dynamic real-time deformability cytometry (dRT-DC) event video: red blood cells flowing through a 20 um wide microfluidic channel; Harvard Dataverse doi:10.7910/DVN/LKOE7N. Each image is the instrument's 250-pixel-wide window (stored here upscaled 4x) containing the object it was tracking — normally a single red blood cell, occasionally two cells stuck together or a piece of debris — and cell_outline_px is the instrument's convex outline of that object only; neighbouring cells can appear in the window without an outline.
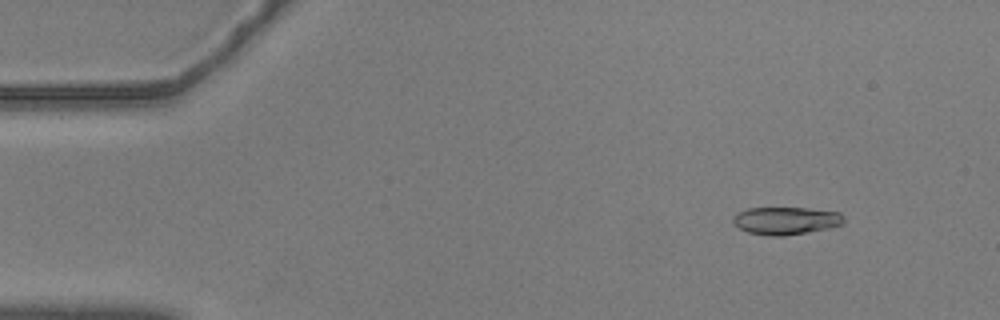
{"species": "common noctule bat (a hibernating species)", "species_latin": "Nyctalus noctula", "temperature_condition": "warm", "stored_images_in_passage": 55, "camera_frame_rate_fps": 3000, "um_per_image_px": 0.085, "animal": {"sex": "male", "body_mass_g": 20.5, "forearm_length_mm": 52.5}, "frame": {"image": 1, "passage_image": 5, "time_ms": 1.333, "image_size_px": [1000, 320], "cell_outline_px": [[844, 224], [832, 228], [784, 236], [768, 236], [748, 232], [732, 224], [732, 216], [736, 212], [748, 208], [808, 208], [840, 212], [844, 216]], "centroid_in_image_um": [66.8, 18.76], "position_along_channel_um": 18.2, "area_um2": 18.21}}
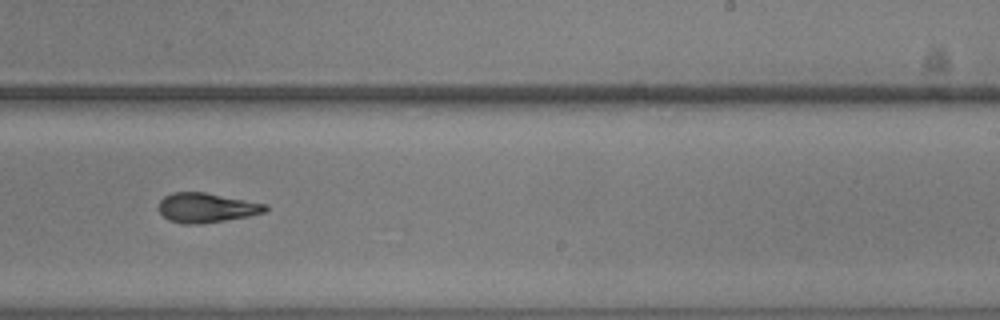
{"frame": {"image": 2, "passage_image": 34, "time_ms": 11.0, "image_size_px": [1000, 320], "cell_outline_px": [[268, 208], [264, 212], [248, 216], [224, 220], [196, 224], [184, 224], [168, 220], [156, 208], [160, 200], [164, 196], [172, 192], [204, 192], [268, 204]], "centroid_in_image_um": [17.51, 17.65], "position_along_channel_um": 271.5, "area_um2": 18.38}}
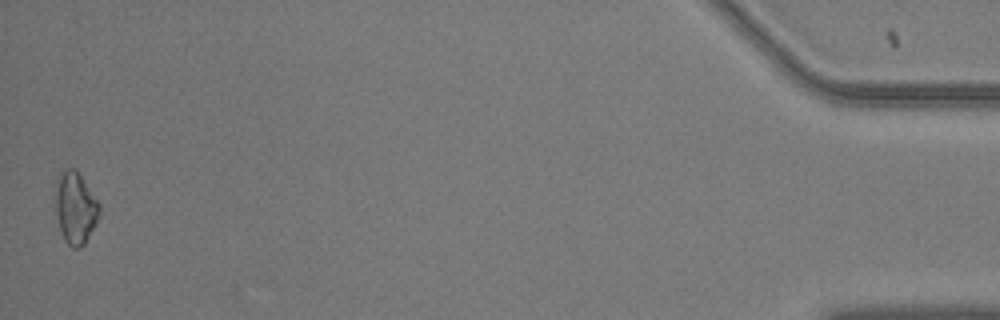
{"frame": {"image": 3, "passage_image": 55, "time_ms": 18.0, "image_size_px": [1000, 320], "cell_outline_px": [[100, 216], [84, 244], [80, 248], [72, 248], [64, 240], [60, 228], [52, 200], [52, 192], [64, 168], [76, 168], [100, 204]], "centroid_in_image_um": [6.38, 17.65], "position_along_channel_um": 428.8, "area_um2": 18.84}, "authors_computed_cell_mechanics": {"area_um2": 18.3226, "velocity_mm_per_s": 3.5856, "shape_relaxation_time_tau1_ms": 4.6222, "shape_relaxation_time_tau2_ms": 4.8424, "deformation_change_tau1": 0.161, "deformation_change_tau2": 0.1337}}